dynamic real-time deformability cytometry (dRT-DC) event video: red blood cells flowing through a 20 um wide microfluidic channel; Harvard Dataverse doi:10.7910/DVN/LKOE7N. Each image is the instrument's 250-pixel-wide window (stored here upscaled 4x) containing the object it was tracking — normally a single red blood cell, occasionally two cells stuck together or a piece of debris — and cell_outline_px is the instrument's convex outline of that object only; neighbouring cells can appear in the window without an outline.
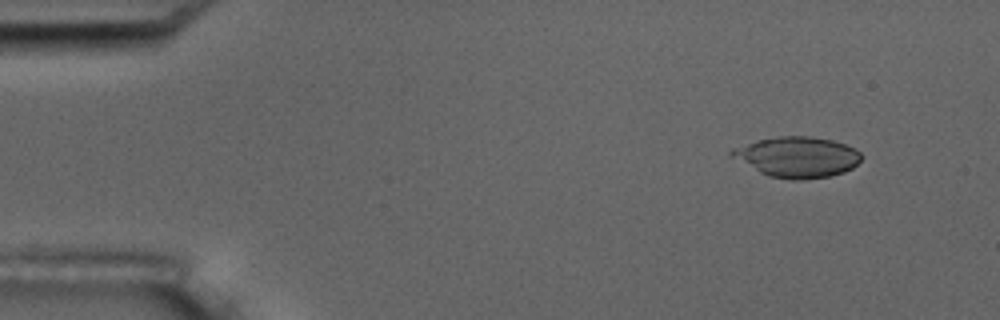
{"species": "common noctule bat (a hibernating species)", "species_latin": "Nyctalus noctula", "temperature_condition": "room temperature", "stored_images_in_passage": 6, "camera_frame_rate_fps": 3000, "um_per_image_px": 0.085, "animal": {"sex": "male", "body_mass_g": 17.5, "forearm_length_mm": 52.3}, "frame": {"image": 1, "passage_image": 2, "time_ms": 1.333, "image_size_px": [1000, 320], "cell_outline_px": [[864, 156], [852, 168], [844, 172], [828, 176], [800, 180], [792, 180], [768, 176], [728, 156], [728, 152], [732, 148], [760, 140], [780, 136], [808, 136], [832, 140], [856, 148]], "centroid_in_image_um": [67.76, 13.35], "position_along_channel_um": 17.2, "area_um2": 30.63}}